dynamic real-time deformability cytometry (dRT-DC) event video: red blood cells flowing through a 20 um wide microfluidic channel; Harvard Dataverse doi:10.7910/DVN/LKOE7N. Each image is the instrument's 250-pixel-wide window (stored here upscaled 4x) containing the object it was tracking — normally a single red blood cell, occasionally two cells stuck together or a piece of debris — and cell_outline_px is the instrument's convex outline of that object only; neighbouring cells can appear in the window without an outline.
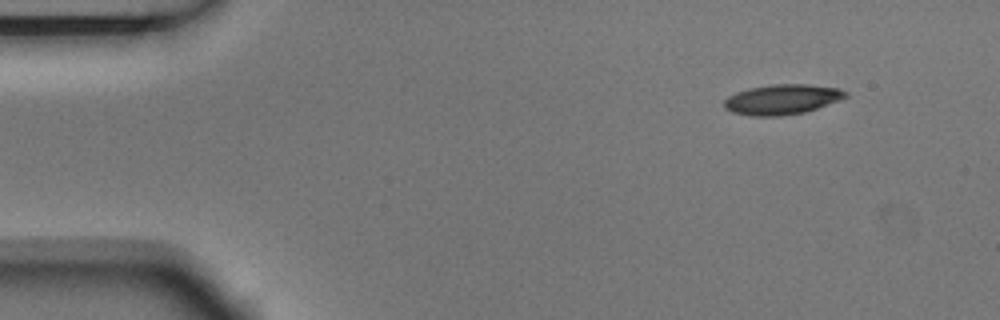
{"species": "Egyptian fruit bat (a non-hibernating species)", "species_latin": "Rousettus aegyptiacus", "temperature_condition": "room temperature", "stored_images_in_passage": 4, "camera_frame_rate_fps": 3000, "um_per_image_px": 0.085, "animal": {"sex": "male"}, "frame": {"image": 1, "passage_image": 1, "time_ms": 0.0, "image_size_px": [1000, 320], "cell_outline_px": [[848, 96], [816, 108], [804, 112], [780, 116], [752, 116], [732, 112], [724, 108], [724, 100], [728, 96], [736, 92], [748, 88], [772, 84], [808, 84], [840, 88], [848, 92]], "centroid_in_image_um": [66.45, 8.44], "position_along_channel_um": 18.5, "area_um2": 21.27}}
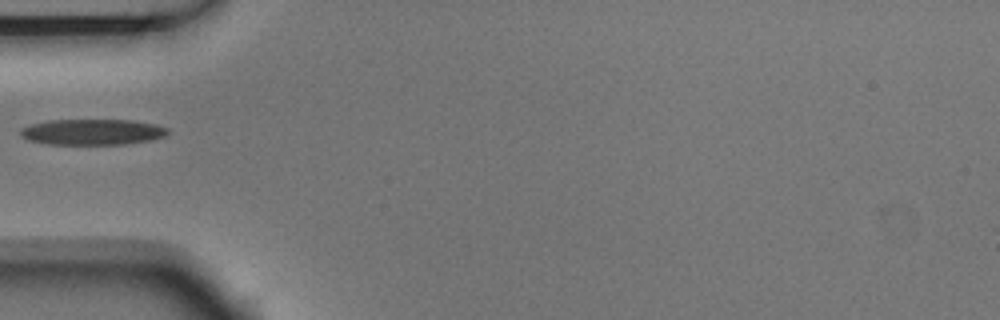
{"frame": {"image": 2, "passage_image": 4, "time_ms": 1.0, "image_size_px": [1000, 320], "cell_outline_px": [[168, 132], [164, 136], [152, 140], [124, 144], [48, 144], [28, 140], [20, 136], [20, 128], [32, 124], [52, 120], [132, 120], [156, 124], [168, 128]], "centroid_in_image_um": [7.85, 11.22], "position_along_channel_um": 77.1, "area_um2": 22.14}}